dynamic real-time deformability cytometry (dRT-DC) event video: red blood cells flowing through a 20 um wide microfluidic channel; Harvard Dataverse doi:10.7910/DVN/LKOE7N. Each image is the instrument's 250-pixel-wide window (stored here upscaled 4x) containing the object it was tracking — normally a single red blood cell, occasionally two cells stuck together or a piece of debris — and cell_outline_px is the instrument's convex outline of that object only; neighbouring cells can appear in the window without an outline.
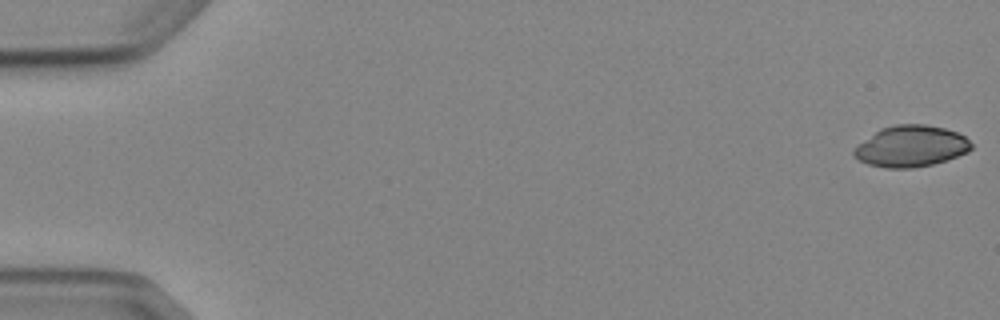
{"species": "Egyptian fruit bat (a non-hibernating species)", "species_latin": "Rousettus aegyptiacus", "temperature_condition": "cold", "stored_images_in_passage": 5, "camera_frame_rate_fps": 3000, "um_per_image_px": 0.085, "animal": {"sex": "female"}, "frame": {"image": 1, "passage_image": 1, "time_ms": 0.0, "image_size_px": [1000, 320], "cell_outline_px": [[972, 148], [968, 152], [932, 164], [912, 168], [884, 168], [868, 164], [852, 156], [852, 148], [880, 128], [896, 124], [924, 124], [944, 128], [956, 132], [964, 136], [972, 144]], "centroid_in_image_um": [77.38, 12.43], "position_along_channel_um": 7.6, "area_um2": 28.21}}
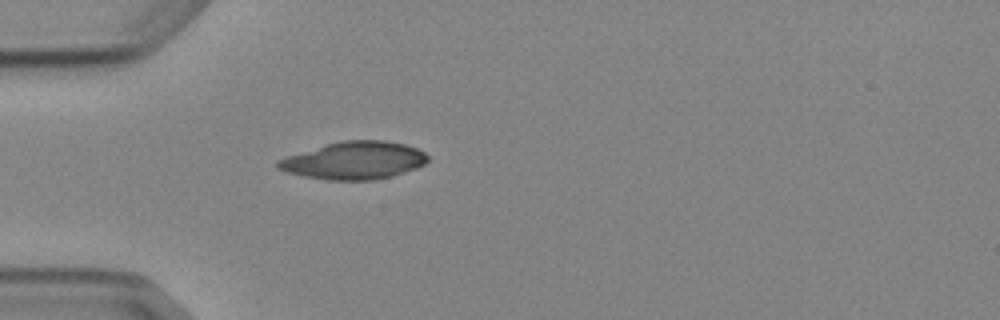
{"frame": {"image": 2, "passage_image": 5, "time_ms": 5.0, "image_size_px": [1000, 320], "cell_outline_px": [[428, 160], [424, 164], [416, 168], [392, 176], [372, 180], [328, 180], [304, 176], [284, 172], [276, 168], [276, 160], [288, 156], [328, 144], [344, 140], [384, 140], [404, 144], [416, 148], [424, 152], [428, 156]], "centroid_in_image_um": [30.1, 13.65], "position_along_channel_um": 54.9, "area_um2": 32.66}}